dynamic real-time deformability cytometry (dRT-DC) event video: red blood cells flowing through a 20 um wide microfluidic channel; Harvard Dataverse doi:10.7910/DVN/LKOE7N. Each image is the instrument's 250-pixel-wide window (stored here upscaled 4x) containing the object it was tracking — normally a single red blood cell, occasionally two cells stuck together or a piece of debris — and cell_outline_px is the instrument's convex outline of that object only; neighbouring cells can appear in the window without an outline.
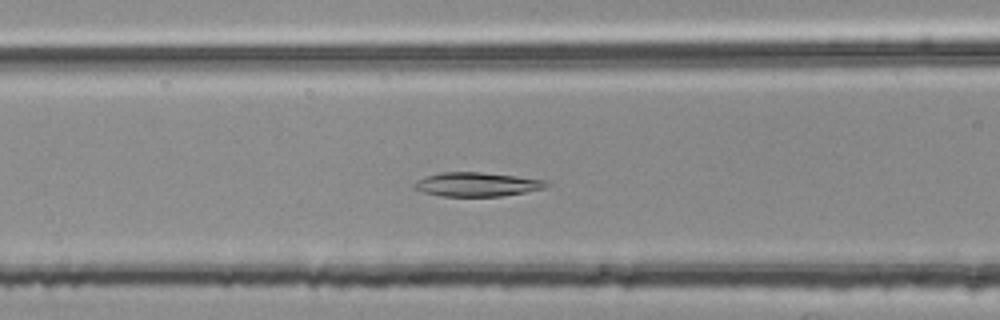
{"species": "common noctule bat (a hibernating species)", "species_latin": "Nyctalus noctula", "temperature_condition": "room temperature", "stored_images_in_passage": 41, "camera_frame_rate_fps": 3000, "um_per_image_px": 0.085, "animal": {"sex": "female", "body_mass_g": 25.1}, "frame": {"image": 1, "passage_image": 16, "time_ms": 5.0, "image_size_px": [1000, 320], "cell_outline_px": [[552, 184], [544, 188], [524, 192], [500, 196], [440, 196], [424, 192], [412, 188], [412, 184], [416, 180], [424, 176], [440, 172], [480, 172], [516, 176], [548, 180]], "centroid_in_image_um": [40.52, 15.66], "position_along_channel_um": 126.1, "area_um2": 18.67}}
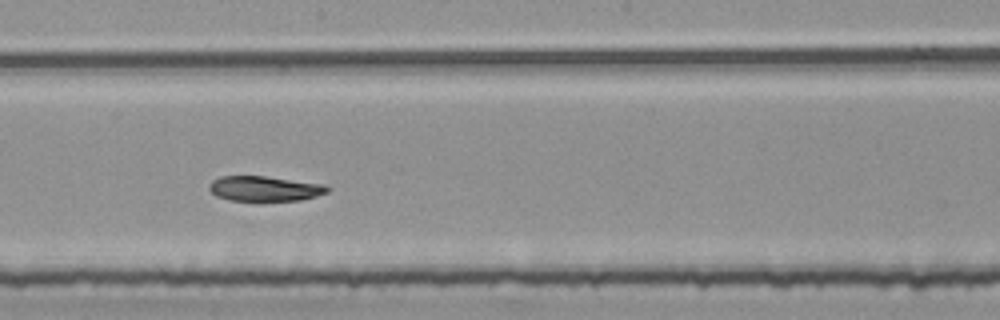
{"frame": {"image": 2, "passage_image": 24, "time_ms": 7.667, "image_size_px": [1000, 320], "cell_outline_px": [[332, 188], [328, 192], [316, 196], [300, 200], [232, 200], [216, 196], [208, 188], [208, 184], [212, 180], [220, 176], [264, 176], [324, 184]], "centroid_in_image_um": [22.5, 16.02], "position_along_channel_um": 225.7, "area_um2": 17.17}}
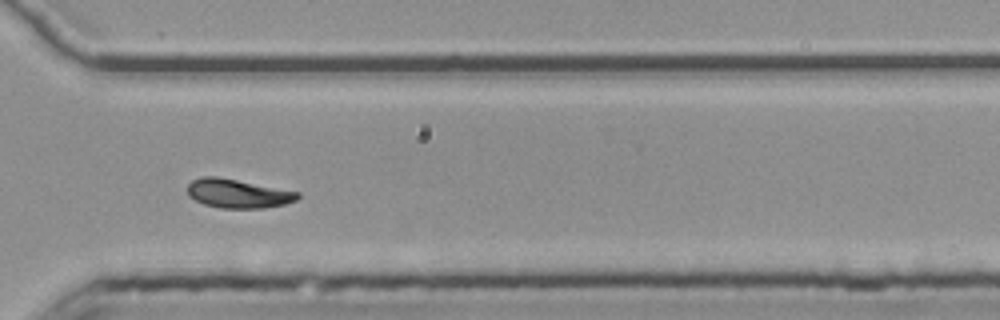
{"frame": {"image": 3, "passage_image": 34, "time_ms": 11.0, "image_size_px": [1000, 320], "cell_outline_px": [[300, 196], [296, 200], [284, 204], [264, 208], [220, 208], [204, 204], [188, 196], [188, 184], [192, 180], [200, 176], [216, 176], [300, 192]], "centroid_in_image_um": [20.2, 16.45], "position_along_channel_um": 350.4, "area_um2": 18.5}, "authors_computed_cell_mechanics": {"area_um2": 19.0162, "velocity_mm_per_s": 3.752, "shape_relaxation_time_tau1_ms": 7.0563, "shape_relaxation_time_tau2_ms": null, "deformation_change_tau1": 0.1775, "deformation_change_tau2": null}}